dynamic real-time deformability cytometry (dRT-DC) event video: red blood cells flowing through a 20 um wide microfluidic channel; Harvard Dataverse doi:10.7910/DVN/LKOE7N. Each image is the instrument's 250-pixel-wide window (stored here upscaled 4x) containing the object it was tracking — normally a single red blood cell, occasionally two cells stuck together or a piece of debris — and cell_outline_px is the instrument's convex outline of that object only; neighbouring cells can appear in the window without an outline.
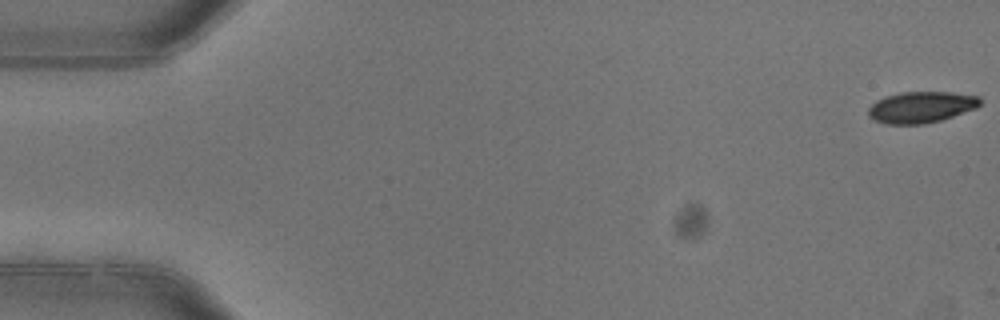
{"species": "common noctule bat (a hibernating species)", "species_latin": "Nyctalus noctula", "temperature_condition": "warm", "stored_images_in_passage": 5, "camera_frame_rate_fps": 3000, "um_per_image_px": 0.085, "animal": {"sex": "female"}, "frame": {"image": 1, "passage_image": 1, "time_ms": 0.0, "image_size_px": [1000, 320], "cell_outline_px": [[980, 104], [976, 108], [940, 120], [924, 124], [888, 124], [872, 120], [868, 116], [868, 108], [876, 100], [884, 96], [900, 92], [952, 92], [980, 96]], "centroid_in_image_um": [78.26, 9.1], "position_along_channel_um": 6.7, "area_um2": 20.46}}
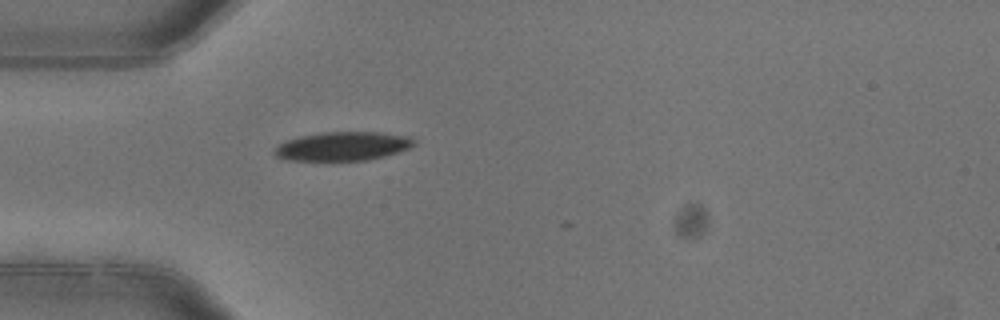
{"frame": {"image": 2, "passage_image": 5, "time_ms": 1.333, "image_size_px": [1000, 320], "cell_outline_px": [[416, 144], [408, 148], [384, 156], [368, 160], [288, 160], [276, 156], [272, 152], [280, 144], [288, 140], [300, 136], [320, 132], [380, 132], [412, 136], [416, 140]], "centroid_in_image_um": [29.17, 12.42], "position_along_channel_um": 55.8, "area_um2": 23.41}}